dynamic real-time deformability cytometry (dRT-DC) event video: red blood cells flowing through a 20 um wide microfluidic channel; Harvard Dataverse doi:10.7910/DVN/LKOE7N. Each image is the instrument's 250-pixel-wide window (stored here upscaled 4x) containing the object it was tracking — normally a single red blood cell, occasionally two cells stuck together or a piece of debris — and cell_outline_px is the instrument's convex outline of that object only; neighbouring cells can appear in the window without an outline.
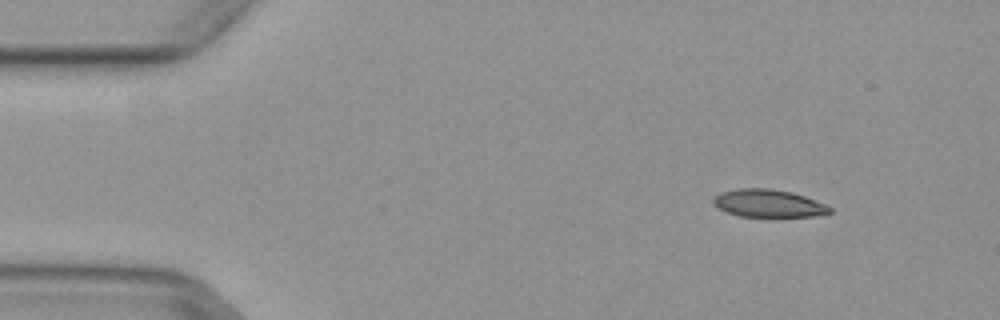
{"species": "common noctule bat (a hibernating species)", "species_latin": "Nyctalus noctula", "temperature_condition": "warm", "stored_images_in_passage": 3, "camera_frame_rate_fps": 3000, "um_per_image_px": 0.085, "animal": {"sex": "female", "body_mass_g": 29.2, "forearm_length_mm": 56.3}, "frame": {"image": 1, "passage_image": 2, "time_ms": 0.333, "image_size_px": [1000, 320], "cell_outline_px": [[832, 212], [816, 216], [772, 220], [740, 216], [716, 208], [712, 204], [712, 200], [720, 192], [736, 188], [768, 188], [792, 192], [804, 196], [824, 204], [832, 208]], "centroid_in_image_um": [65.31, 17.34], "position_along_channel_um": 19.7, "area_um2": 19.83}}